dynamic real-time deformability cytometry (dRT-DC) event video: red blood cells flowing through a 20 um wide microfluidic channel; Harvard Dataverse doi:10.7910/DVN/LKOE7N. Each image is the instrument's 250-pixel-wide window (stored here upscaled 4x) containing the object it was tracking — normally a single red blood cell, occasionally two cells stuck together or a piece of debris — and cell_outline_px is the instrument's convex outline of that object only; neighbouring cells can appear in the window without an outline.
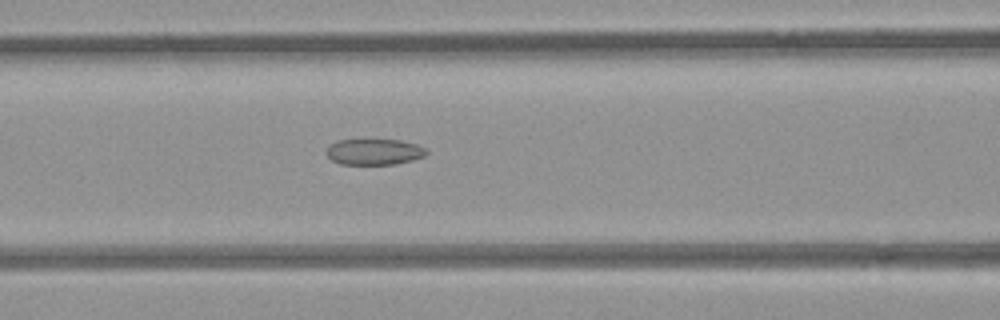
{"species": "common noctule bat (a hibernating species)", "species_latin": "Nyctalus noctula", "temperature_condition": "room temperature", "stored_images_in_passage": 45, "camera_frame_rate_fps": 3000, "um_per_image_px": 0.085, "animal": {"sex": "female", "body_mass_g": 21.9}, "frame": {"image": 1, "passage_image": 14, "time_ms": 4.333, "image_size_px": [1000, 320], "cell_outline_px": [[428, 152], [424, 156], [412, 160], [396, 164], [340, 164], [332, 160], [328, 156], [328, 148], [336, 140], [400, 140], [416, 144], [424, 148]], "centroid_in_image_um": [31.82, 12.91], "position_along_channel_um": 134.8, "area_um2": 14.91}}
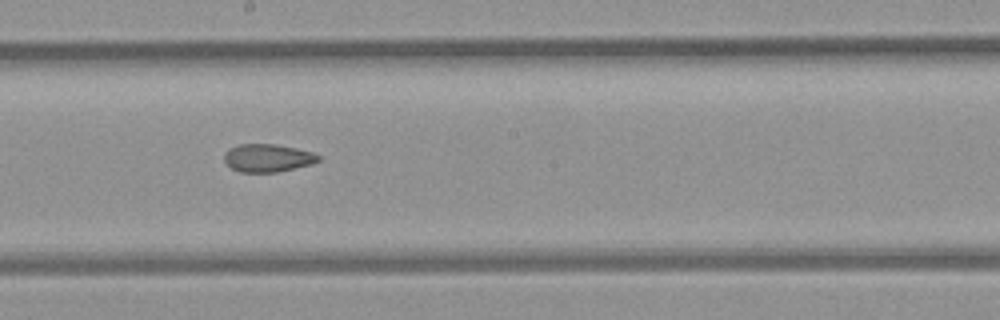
{"frame": {"image": 2, "passage_image": 21, "time_ms": 6.667, "image_size_px": [1000, 320], "cell_outline_px": [[320, 160], [312, 164], [276, 172], [240, 172], [232, 168], [224, 160], [224, 152], [240, 144], [276, 144], [296, 148], [312, 152], [320, 156]], "centroid_in_image_um": [22.77, 13.42], "position_along_channel_um": 225.4, "area_um2": 15.2}}
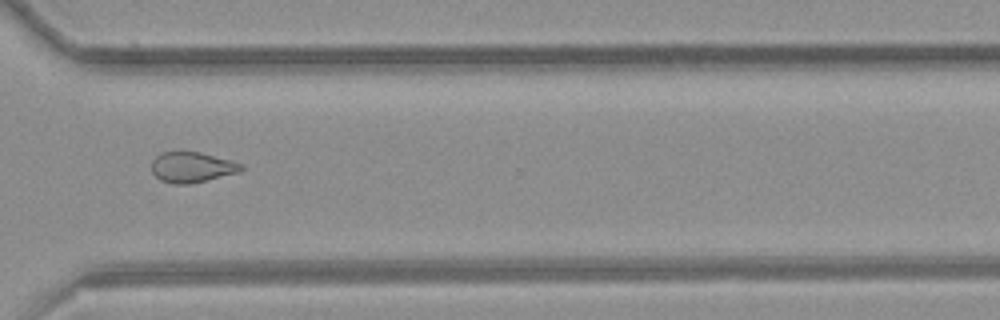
{"frame": {"image": 3, "passage_image": 31, "time_ms": 10.0, "image_size_px": [1000, 320], "cell_outline_px": [[244, 168], [240, 172], [188, 184], [176, 184], [160, 180], [152, 172], [152, 160], [160, 152], [180, 148], [200, 152], [244, 164]], "centroid_in_image_um": [16.28, 14.16], "position_along_channel_um": 354.3, "area_um2": 16.36}, "authors_computed_cell_mechanics": {"area_um2": 16.6464, "velocity_mm_per_s": 3.8826, "shape_relaxation_time_tau1_ms": null, "shape_relaxation_time_tau2_ms": 4.6382, "deformation_change_tau1": null, "deformation_change_tau2": 0.1093}}